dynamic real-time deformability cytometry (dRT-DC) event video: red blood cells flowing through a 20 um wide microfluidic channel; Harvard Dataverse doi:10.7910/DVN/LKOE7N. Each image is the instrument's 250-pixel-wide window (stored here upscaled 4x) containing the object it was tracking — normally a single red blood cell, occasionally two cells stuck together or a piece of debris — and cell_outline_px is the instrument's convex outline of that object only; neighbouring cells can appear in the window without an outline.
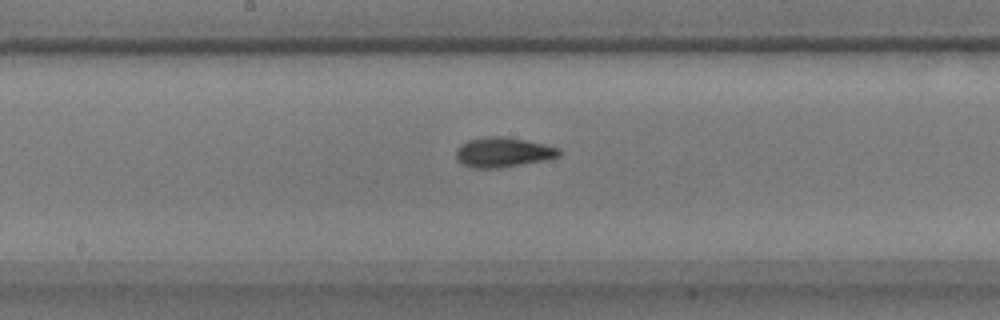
{"species": "common noctule bat (a hibernating species)", "species_latin": "Nyctalus noctula", "temperature_condition": "warm", "stored_images_in_passage": 52, "camera_frame_rate_fps": 3000, "um_per_image_px": 0.085, "animal": {"sex": "male", "body_mass_g": 17.9}, "frame": {"image": 1, "passage_image": 27, "time_ms": 8.667, "image_size_px": [1000, 320], "cell_outline_px": [[560, 156], [544, 160], [496, 168], [476, 168], [464, 164], [456, 160], [456, 148], [460, 144], [468, 140], [488, 136], [500, 136], [524, 140], [544, 144], [560, 148]], "centroid_in_image_um": [42.73, 12.93], "position_along_channel_um": 205.5, "area_um2": 17.69}}
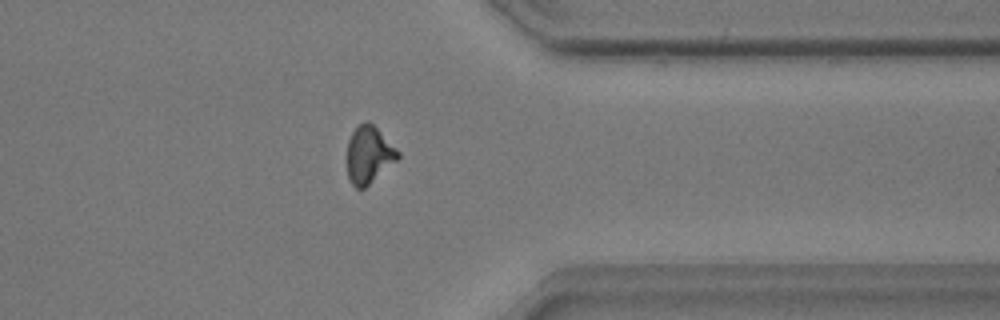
{"frame": {"image": 2, "passage_image": 41, "time_ms": 13.333, "image_size_px": [1000, 320], "cell_outline_px": [[400, 156], [396, 160], [364, 188], [356, 188], [352, 184], [348, 176], [348, 140], [352, 132], [360, 124], [368, 120], [400, 152]], "centroid_in_image_um": [31.34, 13.15], "position_along_channel_um": 380.1, "area_um2": 16.42}}
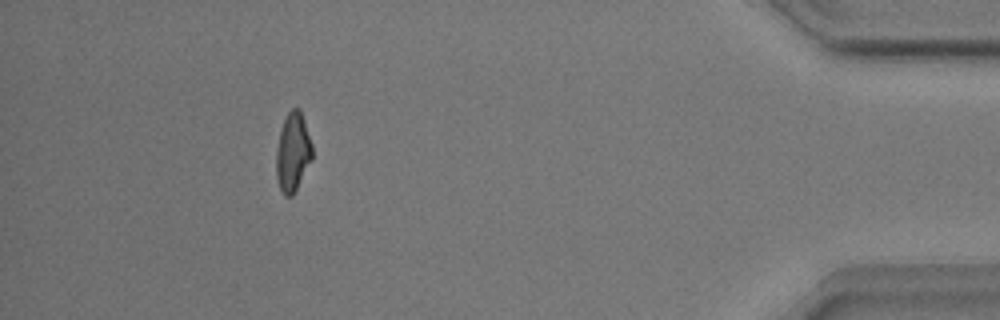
{"frame": {"image": 3, "passage_image": 47, "time_ms": 15.333, "image_size_px": [1000, 320], "cell_outline_px": [[312, 160], [292, 196], [284, 196], [280, 188], [276, 176], [276, 152], [280, 128], [288, 112], [292, 108], [300, 108], [312, 144]], "centroid_in_image_um": [24.88, 12.92], "position_along_channel_um": 410.3, "area_um2": 16.53}, "authors_computed_cell_mechanics": {"area_um2": 16.6464, "velocity_mm_per_s": 3.9017, "shape_relaxation_time_tau1_ms": 5.4665, "shape_relaxation_time_tau2_ms": 2.2072, "deformation_change_tau1": 0.1767, "deformation_change_tau2": 0.0889}}